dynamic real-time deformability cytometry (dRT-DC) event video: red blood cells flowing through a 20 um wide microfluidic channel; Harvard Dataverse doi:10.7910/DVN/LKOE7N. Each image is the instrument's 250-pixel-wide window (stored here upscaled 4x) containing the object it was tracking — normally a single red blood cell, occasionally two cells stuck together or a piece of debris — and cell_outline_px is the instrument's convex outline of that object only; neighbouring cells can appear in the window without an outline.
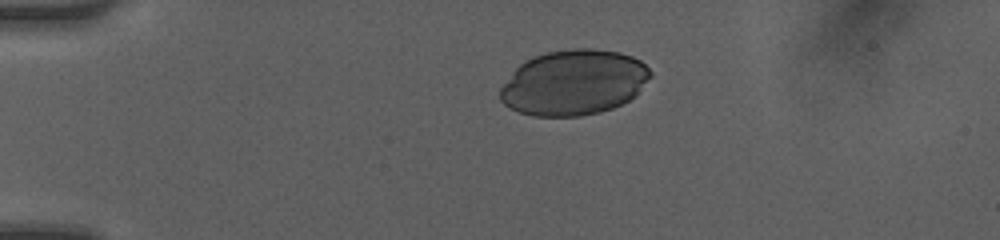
{"species": "human", "species_latin": "Homo sapiens", "temperature_condition": "room temperature", "stored_images_in_passage": 9, "camera_frame_rate_fps": 3000, "um_per_image_px": 0.085, "donor": {"sex": "female"}, "frame": {"image": 1, "passage_image": 1, "time_ms": 0.0, "image_size_px": [1000, 240], "cell_outline_px": [[652, 76], [640, 92], [628, 100], [612, 108], [600, 112], [580, 116], [532, 116], [508, 108], [500, 100], [500, 88], [512, 72], [524, 60], [532, 56], [548, 52], [572, 48], [592, 48], [620, 52], [632, 56], [640, 60], [652, 72]], "centroid_in_image_um": [48.77, 7.01], "position_along_channel_um": 36.2, "area_um2": 57.57}}